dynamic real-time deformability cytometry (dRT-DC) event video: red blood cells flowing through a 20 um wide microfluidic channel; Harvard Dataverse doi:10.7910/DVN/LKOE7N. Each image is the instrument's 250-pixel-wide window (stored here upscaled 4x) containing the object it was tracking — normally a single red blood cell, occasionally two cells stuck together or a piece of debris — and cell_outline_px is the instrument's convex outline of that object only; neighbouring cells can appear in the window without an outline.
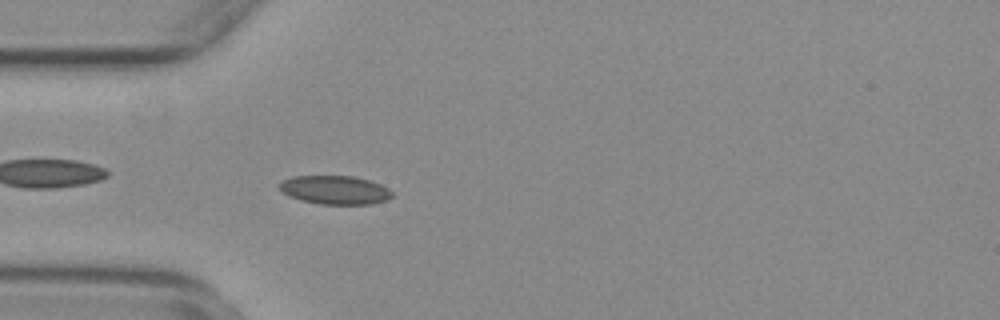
{"species": "common noctule bat (a hibernating species)", "species_latin": "Nyctalus noctula", "temperature_condition": "warm", "stored_images_in_passage": 40, "camera_frame_rate_fps": 3000, "um_per_image_px": 0.085, "animal": {"sex": "female", "body_mass_g": 29.2, "forearm_length_mm": 56.3}, "frame": {"image": 1, "passage_image": 1, "time_ms": 0.0, "image_size_px": [1000, 320], "cell_outline_px": [[392, 196], [388, 200], [372, 204], [320, 204], [300, 200], [284, 192], [276, 184], [280, 180], [292, 176], [352, 176], [368, 180], [380, 184], [388, 188], [392, 192]], "centroid_in_image_um": [28.46, 16.14], "position_along_channel_um": 56.5, "area_um2": 18.84}}
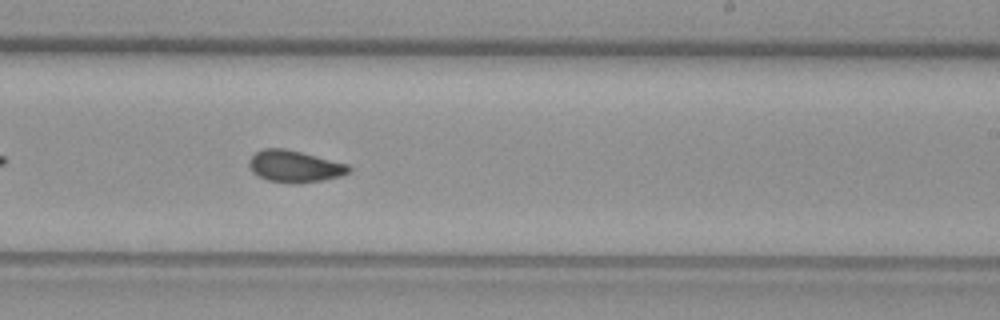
{"frame": {"image": 2, "passage_image": 18, "time_ms": 5.667, "image_size_px": [1000, 320], "cell_outline_px": [[352, 172], [340, 176], [324, 180], [296, 184], [292, 184], [268, 180], [252, 172], [248, 164], [248, 160], [256, 152], [264, 148], [284, 148], [348, 164], [352, 168]], "centroid_in_image_um": [25.06, 14.15], "position_along_channel_um": 263.9, "area_um2": 18.55}}
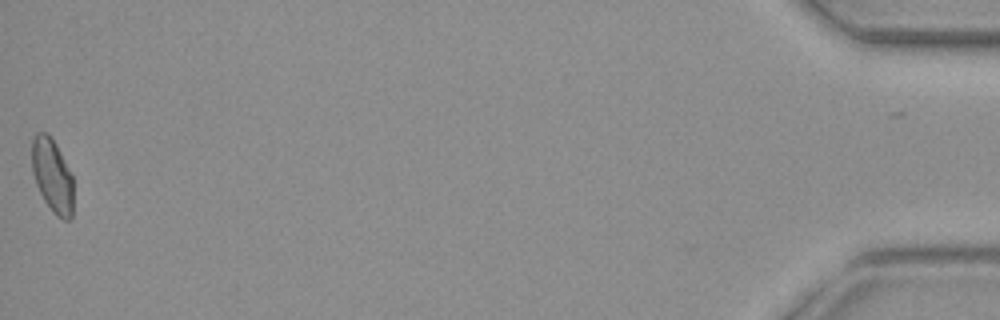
{"frame": {"image": 3, "passage_image": 40, "time_ms": 13.0, "image_size_px": [1000, 320], "cell_outline_px": [[72, 216], [68, 220], [64, 220], [56, 216], [52, 212], [44, 200], [36, 184], [32, 172], [32, 140], [36, 132], [48, 132], [56, 144], [72, 176]], "centroid_in_image_um": [4.43, 14.92], "position_along_channel_um": 430.8, "area_um2": 17.74}, "authors_computed_cell_mechanics": {"area_um2": 18.1492, "velocity_mm_per_s": 3.7278, "shape_relaxation_time_tau1_ms": null, "shape_relaxation_time_tau2_ms": 1.8624, "deformation_change_tau1": null, "deformation_change_tau2": 0.0577}}